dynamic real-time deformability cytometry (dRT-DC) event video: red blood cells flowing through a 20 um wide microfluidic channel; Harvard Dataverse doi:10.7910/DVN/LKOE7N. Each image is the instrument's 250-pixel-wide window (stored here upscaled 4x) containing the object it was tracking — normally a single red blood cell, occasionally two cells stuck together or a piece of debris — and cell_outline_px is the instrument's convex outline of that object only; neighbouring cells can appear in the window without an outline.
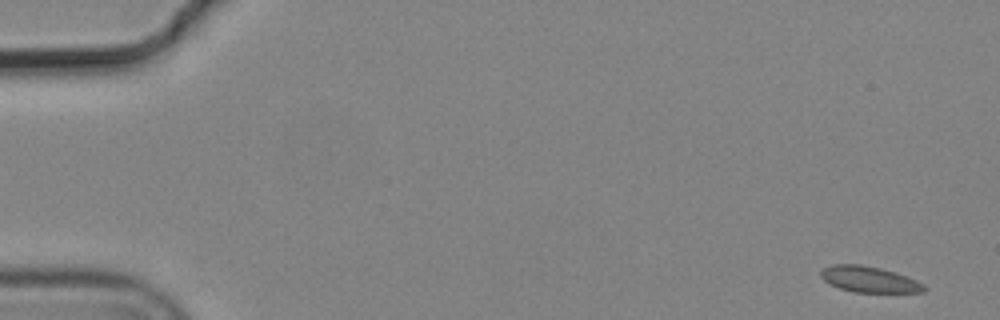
{"species": "common noctule bat (a hibernating species)", "species_latin": "Nyctalus noctula", "temperature_condition": "cold", "stored_images_in_passage": 4, "camera_frame_rate_fps": 3000, "um_per_image_px": 0.085, "animal": {"sex": "male", "body_mass_g": 19.2, "forearm_length_mm": 51.8}, "frame": {"image": 1, "passage_image": 1, "time_ms": 0.0, "image_size_px": [1000, 320], "cell_outline_px": [[928, 288], [924, 292], [856, 292], [840, 288], [824, 280], [820, 276], [820, 272], [824, 268], [832, 264], [860, 264], [880, 268], [896, 272], [916, 280], [924, 284]], "centroid_in_image_um": [73.91, 23.74], "position_along_channel_um": 11.1, "area_um2": 15.55}}
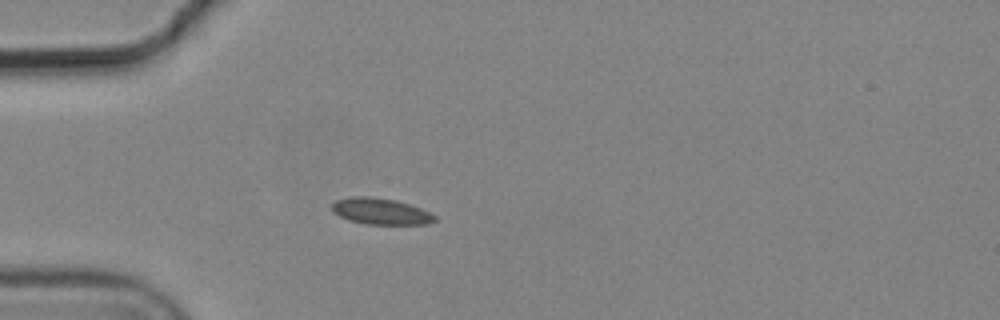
{"frame": {"image": 2, "passage_image": 4, "time_ms": 1.0, "image_size_px": [1000, 320], "cell_outline_px": [[436, 220], [428, 224], [364, 224], [348, 220], [332, 212], [332, 204], [336, 200], [352, 196], [372, 196], [396, 200], [432, 212], [436, 216]], "centroid_in_image_um": [32.36, 17.96], "position_along_channel_um": 52.6, "area_um2": 15.9}}